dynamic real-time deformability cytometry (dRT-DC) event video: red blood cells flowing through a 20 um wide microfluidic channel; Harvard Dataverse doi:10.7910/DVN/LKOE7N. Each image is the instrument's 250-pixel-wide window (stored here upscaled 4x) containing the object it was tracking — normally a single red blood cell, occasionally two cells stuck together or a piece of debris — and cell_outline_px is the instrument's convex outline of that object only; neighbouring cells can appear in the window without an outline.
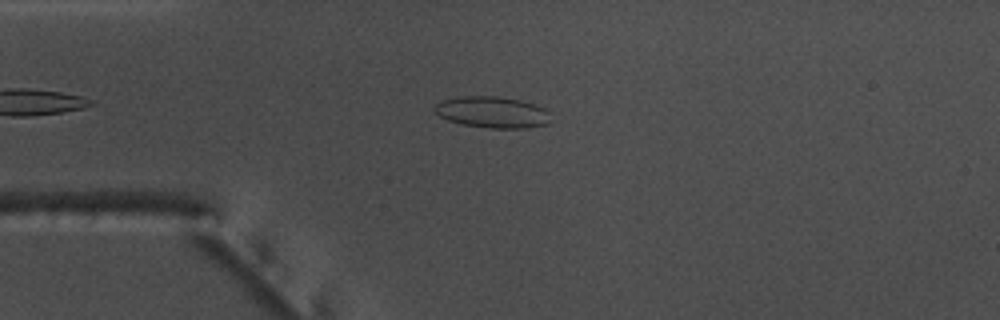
{"species": "common noctule bat (a hibernating species)", "species_latin": "Nyctalus noctula", "temperature_condition": "warm", "stored_images_in_passage": 46, "camera_frame_rate_fps": 3000, "um_per_image_px": 0.085, "animal": {"sex": "male", "body_mass_g": 17.5, "forearm_length_mm": 52.3}, "frame": {"image": 1, "passage_image": 9, "time_ms": 2.667, "image_size_px": [1000, 320], "cell_outline_px": [[548, 124], [524, 128], [488, 128], [460, 124], [448, 120], [440, 116], [432, 108], [436, 104], [444, 100], [460, 96], [496, 96], [520, 100], [544, 108], [548, 112]], "centroid_in_image_um": [41.81, 9.54], "position_along_channel_um": 43.2, "area_um2": 21.04}}
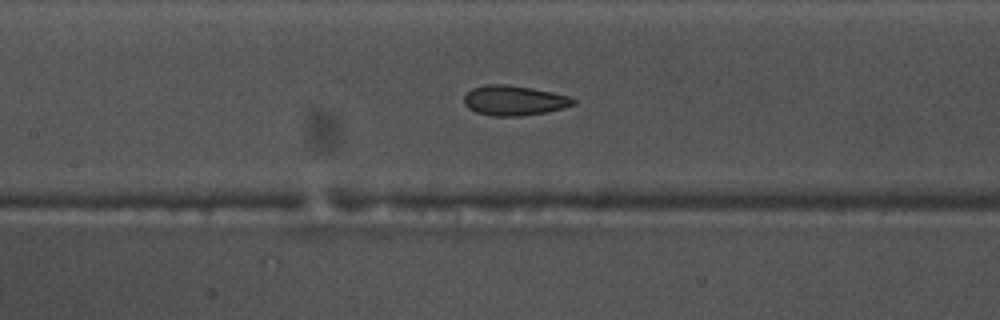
{"frame": {"image": 2, "passage_image": 20, "time_ms": 6.333, "image_size_px": [1000, 320], "cell_outline_px": [[576, 104], [564, 108], [544, 112], [520, 116], [492, 116], [476, 112], [468, 108], [464, 104], [464, 96], [472, 88], [484, 84], [508, 84], [532, 88], [552, 92], [568, 96], [576, 100]], "centroid_in_image_um": [43.68, 8.53], "position_along_channel_um": 163.7, "area_um2": 19.13}}
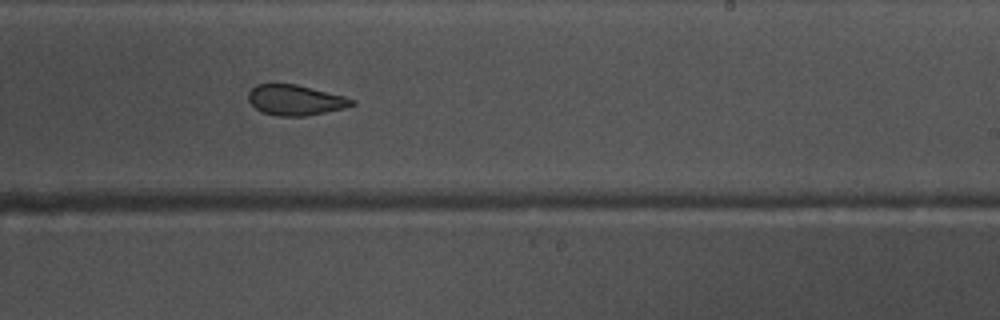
{"frame": {"image": 3, "passage_image": 28, "time_ms": 9.0, "image_size_px": [1000, 320], "cell_outline_px": [[356, 104], [344, 108], [304, 116], [280, 116], [264, 112], [256, 108], [248, 100], [248, 92], [256, 84], [296, 84], [344, 96], [356, 100]], "centroid_in_image_um": [25.11, 8.5], "position_along_channel_um": 263.9, "area_um2": 18.15}, "authors_computed_cell_mechanics": {"area_um2": 19.8832, "velocity_mm_per_s": 3.7709, "shape_relaxation_time_tau1_ms": 9.8568, "shape_relaxation_time_tau2_ms": 2.2454, "deformation_change_tau1": 0.1671, "deformation_change_tau2": 0.0773}}